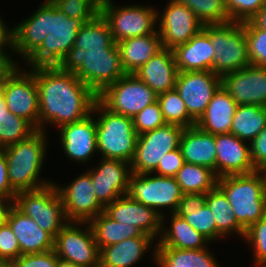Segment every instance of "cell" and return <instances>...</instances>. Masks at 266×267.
<instances>
[{"mask_svg": "<svg viewBox=\"0 0 266 267\" xmlns=\"http://www.w3.org/2000/svg\"><path fill=\"white\" fill-rule=\"evenodd\" d=\"M243 239L253 251V267H266V215L245 231Z\"/></svg>", "mask_w": 266, "mask_h": 267, "instance_id": "cell-43", "label": "cell"}, {"mask_svg": "<svg viewBox=\"0 0 266 267\" xmlns=\"http://www.w3.org/2000/svg\"><path fill=\"white\" fill-rule=\"evenodd\" d=\"M266 3V0H225L230 21L250 20Z\"/></svg>", "mask_w": 266, "mask_h": 267, "instance_id": "cell-46", "label": "cell"}, {"mask_svg": "<svg viewBox=\"0 0 266 267\" xmlns=\"http://www.w3.org/2000/svg\"><path fill=\"white\" fill-rule=\"evenodd\" d=\"M57 129L59 144L65 157L79 165L91 163V159L98 154L94 114L91 113L80 121L62 125Z\"/></svg>", "mask_w": 266, "mask_h": 267, "instance_id": "cell-19", "label": "cell"}, {"mask_svg": "<svg viewBox=\"0 0 266 267\" xmlns=\"http://www.w3.org/2000/svg\"><path fill=\"white\" fill-rule=\"evenodd\" d=\"M217 257L208 248L197 250L156 247V267H221Z\"/></svg>", "mask_w": 266, "mask_h": 267, "instance_id": "cell-33", "label": "cell"}, {"mask_svg": "<svg viewBox=\"0 0 266 267\" xmlns=\"http://www.w3.org/2000/svg\"><path fill=\"white\" fill-rule=\"evenodd\" d=\"M184 164L185 160L179 147L166 153L153 173L166 177H175Z\"/></svg>", "mask_w": 266, "mask_h": 267, "instance_id": "cell-49", "label": "cell"}, {"mask_svg": "<svg viewBox=\"0 0 266 267\" xmlns=\"http://www.w3.org/2000/svg\"><path fill=\"white\" fill-rule=\"evenodd\" d=\"M58 256L54 250L20 255L8 263L9 267H56Z\"/></svg>", "mask_w": 266, "mask_h": 267, "instance_id": "cell-48", "label": "cell"}, {"mask_svg": "<svg viewBox=\"0 0 266 267\" xmlns=\"http://www.w3.org/2000/svg\"><path fill=\"white\" fill-rule=\"evenodd\" d=\"M183 194L207 193L217 186L218 177L208 167L185 163L175 176Z\"/></svg>", "mask_w": 266, "mask_h": 267, "instance_id": "cell-37", "label": "cell"}, {"mask_svg": "<svg viewBox=\"0 0 266 267\" xmlns=\"http://www.w3.org/2000/svg\"><path fill=\"white\" fill-rule=\"evenodd\" d=\"M131 4L117 6L112 0H101L100 14L108 23L115 43L158 32L157 7Z\"/></svg>", "mask_w": 266, "mask_h": 267, "instance_id": "cell-7", "label": "cell"}, {"mask_svg": "<svg viewBox=\"0 0 266 267\" xmlns=\"http://www.w3.org/2000/svg\"><path fill=\"white\" fill-rule=\"evenodd\" d=\"M172 51L178 72H213L215 52L209 36L203 29Z\"/></svg>", "mask_w": 266, "mask_h": 267, "instance_id": "cell-26", "label": "cell"}, {"mask_svg": "<svg viewBox=\"0 0 266 267\" xmlns=\"http://www.w3.org/2000/svg\"><path fill=\"white\" fill-rule=\"evenodd\" d=\"M97 165L88 168L98 201L106 207L127 194L132 174L130 163L118 159L99 158Z\"/></svg>", "mask_w": 266, "mask_h": 267, "instance_id": "cell-20", "label": "cell"}, {"mask_svg": "<svg viewBox=\"0 0 266 267\" xmlns=\"http://www.w3.org/2000/svg\"><path fill=\"white\" fill-rule=\"evenodd\" d=\"M257 27L266 30V3L265 5L250 19Z\"/></svg>", "mask_w": 266, "mask_h": 267, "instance_id": "cell-53", "label": "cell"}, {"mask_svg": "<svg viewBox=\"0 0 266 267\" xmlns=\"http://www.w3.org/2000/svg\"><path fill=\"white\" fill-rule=\"evenodd\" d=\"M116 45L108 23L99 14L78 30L73 47L82 48L86 51L89 49L114 48Z\"/></svg>", "mask_w": 266, "mask_h": 267, "instance_id": "cell-38", "label": "cell"}, {"mask_svg": "<svg viewBox=\"0 0 266 267\" xmlns=\"http://www.w3.org/2000/svg\"><path fill=\"white\" fill-rule=\"evenodd\" d=\"M164 7L162 11L157 8V31L163 48L173 50L188 42L204 24L186 5L169 0Z\"/></svg>", "mask_w": 266, "mask_h": 267, "instance_id": "cell-16", "label": "cell"}, {"mask_svg": "<svg viewBox=\"0 0 266 267\" xmlns=\"http://www.w3.org/2000/svg\"><path fill=\"white\" fill-rule=\"evenodd\" d=\"M94 240L101 250L125 239L134 237H150L133 225L124 224L110 218L104 211L90 220Z\"/></svg>", "mask_w": 266, "mask_h": 267, "instance_id": "cell-34", "label": "cell"}, {"mask_svg": "<svg viewBox=\"0 0 266 267\" xmlns=\"http://www.w3.org/2000/svg\"><path fill=\"white\" fill-rule=\"evenodd\" d=\"M245 30L250 65L266 67V30L250 20L242 22Z\"/></svg>", "mask_w": 266, "mask_h": 267, "instance_id": "cell-42", "label": "cell"}, {"mask_svg": "<svg viewBox=\"0 0 266 267\" xmlns=\"http://www.w3.org/2000/svg\"><path fill=\"white\" fill-rule=\"evenodd\" d=\"M116 44L120 52L122 67L126 73H134L163 49L158 32L131 37Z\"/></svg>", "mask_w": 266, "mask_h": 267, "instance_id": "cell-32", "label": "cell"}, {"mask_svg": "<svg viewBox=\"0 0 266 267\" xmlns=\"http://www.w3.org/2000/svg\"><path fill=\"white\" fill-rule=\"evenodd\" d=\"M92 113L96 119L97 153L100 158L131 163L138 138L132 118L111 111L99 99Z\"/></svg>", "mask_w": 266, "mask_h": 267, "instance_id": "cell-5", "label": "cell"}, {"mask_svg": "<svg viewBox=\"0 0 266 267\" xmlns=\"http://www.w3.org/2000/svg\"><path fill=\"white\" fill-rule=\"evenodd\" d=\"M0 114H10V111L7 108L5 97L0 91Z\"/></svg>", "mask_w": 266, "mask_h": 267, "instance_id": "cell-56", "label": "cell"}, {"mask_svg": "<svg viewBox=\"0 0 266 267\" xmlns=\"http://www.w3.org/2000/svg\"><path fill=\"white\" fill-rule=\"evenodd\" d=\"M264 174H265V177H266V168L263 170Z\"/></svg>", "mask_w": 266, "mask_h": 267, "instance_id": "cell-60", "label": "cell"}, {"mask_svg": "<svg viewBox=\"0 0 266 267\" xmlns=\"http://www.w3.org/2000/svg\"><path fill=\"white\" fill-rule=\"evenodd\" d=\"M4 62H6V60H5L3 57H0V66H1Z\"/></svg>", "mask_w": 266, "mask_h": 267, "instance_id": "cell-58", "label": "cell"}, {"mask_svg": "<svg viewBox=\"0 0 266 267\" xmlns=\"http://www.w3.org/2000/svg\"><path fill=\"white\" fill-rule=\"evenodd\" d=\"M13 205L54 238L69 222L55 181L36 190L18 192Z\"/></svg>", "mask_w": 266, "mask_h": 267, "instance_id": "cell-9", "label": "cell"}, {"mask_svg": "<svg viewBox=\"0 0 266 267\" xmlns=\"http://www.w3.org/2000/svg\"><path fill=\"white\" fill-rule=\"evenodd\" d=\"M132 120L134 130L138 135L155 130L166 124L163 113L157 101L137 113Z\"/></svg>", "mask_w": 266, "mask_h": 267, "instance_id": "cell-45", "label": "cell"}, {"mask_svg": "<svg viewBox=\"0 0 266 267\" xmlns=\"http://www.w3.org/2000/svg\"><path fill=\"white\" fill-rule=\"evenodd\" d=\"M0 91L7 108L39 130V94L35 75L20 64H14L4 75Z\"/></svg>", "mask_w": 266, "mask_h": 267, "instance_id": "cell-10", "label": "cell"}, {"mask_svg": "<svg viewBox=\"0 0 266 267\" xmlns=\"http://www.w3.org/2000/svg\"><path fill=\"white\" fill-rule=\"evenodd\" d=\"M69 18L82 19L85 23L100 14L101 0H51Z\"/></svg>", "mask_w": 266, "mask_h": 267, "instance_id": "cell-44", "label": "cell"}, {"mask_svg": "<svg viewBox=\"0 0 266 267\" xmlns=\"http://www.w3.org/2000/svg\"><path fill=\"white\" fill-rule=\"evenodd\" d=\"M217 187L227 197L235 219L245 231L266 215V177L263 171L219 177Z\"/></svg>", "mask_w": 266, "mask_h": 267, "instance_id": "cell-4", "label": "cell"}, {"mask_svg": "<svg viewBox=\"0 0 266 267\" xmlns=\"http://www.w3.org/2000/svg\"><path fill=\"white\" fill-rule=\"evenodd\" d=\"M36 78L39 94V130L80 121L92 113L98 96L73 72L58 66L29 69ZM50 125V126H48Z\"/></svg>", "mask_w": 266, "mask_h": 267, "instance_id": "cell-1", "label": "cell"}, {"mask_svg": "<svg viewBox=\"0 0 266 267\" xmlns=\"http://www.w3.org/2000/svg\"><path fill=\"white\" fill-rule=\"evenodd\" d=\"M236 107L235 100L221 85L214 93L204 114L196 122V126L212 135L230 133Z\"/></svg>", "mask_w": 266, "mask_h": 267, "instance_id": "cell-30", "label": "cell"}, {"mask_svg": "<svg viewBox=\"0 0 266 267\" xmlns=\"http://www.w3.org/2000/svg\"><path fill=\"white\" fill-rule=\"evenodd\" d=\"M14 64H12L10 61H6L4 62L1 66H0V88H1V83L3 80V75L13 66Z\"/></svg>", "mask_w": 266, "mask_h": 267, "instance_id": "cell-55", "label": "cell"}, {"mask_svg": "<svg viewBox=\"0 0 266 267\" xmlns=\"http://www.w3.org/2000/svg\"><path fill=\"white\" fill-rule=\"evenodd\" d=\"M217 154V177L250 174L254 168L250 143L232 133L215 135Z\"/></svg>", "mask_w": 266, "mask_h": 267, "instance_id": "cell-23", "label": "cell"}, {"mask_svg": "<svg viewBox=\"0 0 266 267\" xmlns=\"http://www.w3.org/2000/svg\"><path fill=\"white\" fill-rule=\"evenodd\" d=\"M205 204L212 211L217 232L222 238L227 239V236L233 237L234 234L244 238L245 230L238 224L227 197L217 186L206 193Z\"/></svg>", "mask_w": 266, "mask_h": 267, "instance_id": "cell-35", "label": "cell"}, {"mask_svg": "<svg viewBox=\"0 0 266 267\" xmlns=\"http://www.w3.org/2000/svg\"><path fill=\"white\" fill-rule=\"evenodd\" d=\"M17 192L11 187L8 180L7 160L4 149L0 148V197L14 201Z\"/></svg>", "mask_w": 266, "mask_h": 267, "instance_id": "cell-52", "label": "cell"}, {"mask_svg": "<svg viewBox=\"0 0 266 267\" xmlns=\"http://www.w3.org/2000/svg\"><path fill=\"white\" fill-rule=\"evenodd\" d=\"M79 175V176H78ZM74 180L66 185L55 186L64 206L69 222H89L104 211V206L98 201L90 173L85 169Z\"/></svg>", "mask_w": 266, "mask_h": 267, "instance_id": "cell-15", "label": "cell"}, {"mask_svg": "<svg viewBox=\"0 0 266 267\" xmlns=\"http://www.w3.org/2000/svg\"><path fill=\"white\" fill-rule=\"evenodd\" d=\"M98 99L111 111L133 119L157 101V94L134 73H126L99 94Z\"/></svg>", "mask_w": 266, "mask_h": 267, "instance_id": "cell-12", "label": "cell"}, {"mask_svg": "<svg viewBox=\"0 0 266 267\" xmlns=\"http://www.w3.org/2000/svg\"><path fill=\"white\" fill-rule=\"evenodd\" d=\"M167 216H170L168 217L170 220L166 219ZM167 222H170L169 225L166 224ZM209 244L211 245V242L205 236L176 213L162 216L161 234L157 240V247L197 250L207 248Z\"/></svg>", "mask_w": 266, "mask_h": 267, "instance_id": "cell-29", "label": "cell"}, {"mask_svg": "<svg viewBox=\"0 0 266 267\" xmlns=\"http://www.w3.org/2000/svg\"><path fill=\"white\" fill-rule=\"evenodd\" d=\"M221 85L237 105L266 107V67L249 65L225 73L221 76Z\"/></svg>", "mask_w": 266, "mask_h": 267, "instance_id": "cell-21", "label": "cell"}, {"mask_svg": "<svg viewBox=\"0 0 266 267\" xmlns=\"http://www.w3.org/2000/svg\"><path fill=\"white\" fill-rule=\"evenodd\" d=\"M251 158L256 171L266 168V127L250 142Z\"/></svg>", "mask_w": 266, "mask_h": 267, "instance_id": "cell-50", "label": "cell"}, {"mask_svg": "<svg viewBox=\"0 0 266 267\" xmlns=\"http://www.w3.org/2000/svg\"><path fill=\"white\" fill-rule=\"evenodd\" d=\"M20 256V245L9 224L0 225V263L8 264Z\"/></svg>", "mask_w": 266, "mask_h": 267, "instance_id": "cell-47", "label": "cell"}, {"mask_svg": "<svg viewBox=\"0 0 266 267\" xmlns=\"http://www.w3.org/2000/svg\"><path fill=\"white\" fill-rule=\"evenodd\" d=\"M157 102L166 124H174L183 128L196 126V121L189 115L184 101L175 88L158 94Z\"/></svg>", "mask_w": 266, "mask_h": 267, "instance_id": "cell-39", "label": "cell"}, {"mask_svg": "<svg viewBox=\"0 0 266 267\" xmlns=\"http://www.w3.org/2000/svg\"><path fill=\"white\" fill-rule=\"evenodd\" d=\"M49 135L43 130H36L27 139L11 144L4 149L8 180L18 193L45 187L54 180L42 178L40 175L46 161Z\"/></svg>", "mask_w": 266, "mask_h": 267, "instance_id": "cell-2", "label": "cell"}, {"mask_svg": "<svg viewBox=\"0 0 266 267\" xmlns=\"http://www.w3.org/2000/svg\"><path fill=\"white\" fill-rule=\"evenodd\" d=\"M127 194L139 203L154 209L161 216L167 214V211L168 214L175 213L183 196L175 177L155 173H132Z\"/></svg>", "mask_w": 266, "mask_h": 267, "instance_id": "cell-11", "label": "cell"}, {"mask_svg": "<svg viewBox=\"0 0 266 267\" xmlns=\"http://www.w3.org/2000/svg\"><path fill=\"white\" fill-rule=\"evenodd\" d=\"M205 203L206 193L183 194L175 213L211 243L218 242L222 236L217 232L213 213Z\"/></svg>", "mask_w": 266, "mask_h": 267, "instance_id": "cell-31", "label": "cell"}, {"mask_svg": "<svg viewBox=\"0 0 266 267\" xmlns=\"http://www.w3.org/2000/svg\"><path fill=\"white\" fill-rule=\"evenodd\" d=\"M113 220L136 226L156 242L161 234L162 216L154 209L132 199L128 194L120 196L104 208Z\"/></svg>", "mask_w": 266, "mask_h": 267, "instance_id": "cell-22", "label": "cell"}, {"mask_svg": "<svg viewBox=\"0 0 266 267\" xmlns=\"http://www.w3.org/2000/svg\"><path fill=\"white\" fill-rule=\"evenodd\" d=\"M179 147L185 163L208 167L217 176L215 135L206 133L197 126L184 128Z\"/></svg>", "mask_w": 266, "mask_h": 267, "instance_id": "cell-28", "label": "cell"}, {"mask_svg": "<svg viewBox=\"0 0 266 267\" xmlns=\"http://www.w3.org/2000/svg\"><path fill=\"white\" fill-rule=\"evenodd\" d=\"M183 130L181 126L165 124L138 135L135 154L130 163L132 173H153L166 153L179 148Z\"/></svg>", "mask_w": 266, "mask_h": 267, "instance_id": "cell-13", "label": "cell"}, {"mask_svg": "<svg viewBox=\"0 0 266 267\" xmlns=\"http://www.w3.org/2000/svg\"><path fill=\"white\" fill-rule=\"evenodd\" d=\"M6 222L16 235L20 245V255L54 250L55 238L41 229L33 219L23 214L14 205L8 212Z\"/></svg>", "mask_w": 266, "mask_h": 267, "instance_id": "cell-24", "label": "cell"}, {"mask_svg": "<svg viewBox=\"0 0 266 267\" xmlns=\"http://www.w3.org/2000/svg\"><path fill=\"white\" fill-rule=\"evenodd\" d=\"M54 251L79 267H100V250L88 222H68L55 237Z\"/></svg>", "mask_w": 266, "mask_h": 267, "instance_id": "cell-14", "label": "cell"}, {"mask_svg": "<svg viewBox=\"0 0 266 267\" xmlns=\"http://www.w3.org/2000/svg\"><path fill=\"white\" fill-rule=\"evenodd\" d=\"M36 129L24 118L18 117L12 112L0 114V148L27 139Z\"/></svg>", "mask_w": 266, "mask_h": 267, "instance_id": "cell-41", "label": "cell"}, {"mask_svg": "<svg viewBox=\"0 0 266 267\" xmlns=\"http://www.w3.org/2000/svg\"><path fill=\"white\" fill-rule=\"evenodd\" d=\"M220 86V75L212 71H192L178 72L175 89L189 115L197 122Z\"/></svg>", "mask_w": 266, "mask_h": 267, "instance_id": "cell-17", "label": "cell"}, {"mask_svg": "<svg viewBox=\"0 0 266 267\" xmlns=\"http://www.w3.org/2000/svg\"><path fill=\"white\" fill-rule=\"evenodd\" d=\"M56 267H79V266H77L74 263H71L69 261L62 260V259L58 258L57 263H56Z\"/></svg>", "mask_w": 266, "mask_h": 267, "instance_id": "cell-57", "label": "cell"}, {"mask_svg": "<svg viewBox=\"0 0 266 267\" xmlns=\"http://www.w3.org/2000/svg\"><path fill=\"white\" fill-rule=\"evenodd\" d=\"M4 17L0 16V55L9 61L11 58L10 52L13 49V30L14 27H10L5 23ZM9 52V53H8Z\"/></svg>", "mask_w": 266, "mask_h": 267, "instance_id": "cell-51", "label": "cell"}, {"mask_svg": "<svg viewBox=\"0 0 266 267\" xmlns=\"http://www.w3.org/2000/svg\"><path fill=\"white\" fill-rule=\"evenodd\" d=\"M134 74L157 95L174 89L178 69L173 51L163 48L137 69Z\"/></svg>", "mask_w": 266, "mask_h": 267, "instance_id": "cell-27", "label": "cell"}, {"mask_svg": "<svg viewBox=\"0 0 266 267\" xmlns=\"http://www.w3.org/2000/svg\"><path fill=\"white\" fill-rule=\"evenodd\" d=\"M12 206V200L5 197H0V225L6 222L8 212Z\"/></svg>", "mask_w": 266, "mask_h": 267, "instance_id": "cell-54", "label": "cell"}, {"mask_svg": "<svg viewBox=\"0 0 266 267\" xmlns=\"http://www.w3.org/2000/svg\"><path fill=\"white\" fill-rule=\"evenodd\" d=\"M155 241L153 237H134L103 247L100 250V267H134L150 250L155 263Z\"/></svg>", "mask_w": 266, "mask_h": 267, "instance_id": "cell-25", "label": "cell"}, {"mask_svg": "<svg viewBox=\"0 0 266 267\" xmlns=\"http://www.w3.org/2000/svg\"><path fill=\"white\" fill-rule=\"evenodd\" d=\"M0 267H9V265L0 263Z\"/></svg>", "mask_w": 266, "mask_h": 267, "instance_id": "cell-59", "label": "cell"}, {"mask_svg": "<svg viewBox=\"0 0 266 267\" xmlns=\"http://www.w3.org/2000/svg\"><path fill=\"white\" fill-rule=\"evenodd\" d=\"M58 67L65 72H73L97 96L126 74L117 45L86 51L72 47Z\"/></svg>", "mask_w": 266, "mask_h": 267, "instance_id": "cell-3", "label": "cell"}, {"mask_svg": "<svg viewBox=\"0 0 266 267\" xmlns=\"http://www.w3.org/2000/svg\"><path fill=\"white\" fill-rule=\"evenodd\" d=\"M202 29L214 49L213 72L222 76L250 65L245 30L240 22L206 24Z\"/></svg>", "mask_w": 266, "mask_h": 267, "instance_id": "cell-6", "label": "cell"}, {"mask_svg": "<svg viewBox=\"0 0 266 267\" xmlns=\"http://www.w3.org/2000/svg\"><path fill=\"white\" fill-rule=\"evenodd\" d=\"M51 0H44L28 18H24L13 30V49L10 62L20 64L14 59L22 58L23 62L43 43L50 31Z\"/></svg>", "mask_w": 266, "mask_h": 267, "instance_id": "cell-18", "label": "cell"}, {"mask_svg": "<svg viewBox=\"0 0 266 267\" xmlns=\"http://www.w3.org/2000/svg\"><path fill=\"white\" fill-rule=\"evenodd\" d=\"M266 127V107L237 105L230 133L250 143Z\"/></svg>", "mask_w": 266, "mask_h": 267, "instance_id": "cell-36", "label": "cell"}, {"mask_svg": "<svg viewBox=\"0 0 266 267\" xmlns=\"http://www.w3.org/2000/svg\"><path fill=\"white\" fill-rule=\"evenodd\" d=\"M84 24L82 19L69 18L51 1V32L24 64L28 68L58 66L74 46L77 32Z\"/></svg>", "mask_w": 266, "mask_h": 267, "instance_id": "cell-8", "label": "cell"}, {"mask_svg": "<svg viewBox=\"0 0 266 267\" xmlns=\"http://www.w3.org/2000/svg\"><path fill=\"white\" fill-rule=\"evenodd\" d=\"M186 5L204 24H225L230 22L225 0H171Z\"/></svg>", "mask_w": 266, "mask_h": 267, "instance_id": "cell-40", "label": "cell"}]
</instances>
